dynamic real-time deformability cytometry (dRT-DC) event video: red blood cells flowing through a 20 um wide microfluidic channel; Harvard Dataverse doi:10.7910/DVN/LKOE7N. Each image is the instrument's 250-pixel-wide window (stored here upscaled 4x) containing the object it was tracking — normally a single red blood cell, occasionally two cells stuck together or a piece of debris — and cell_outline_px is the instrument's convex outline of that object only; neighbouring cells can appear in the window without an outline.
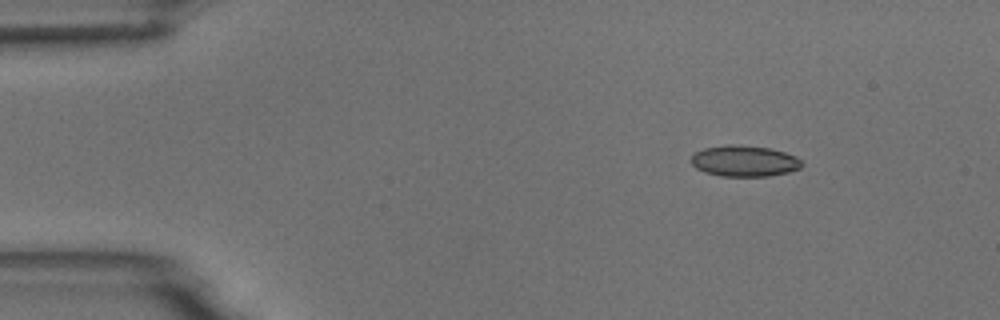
{"species": "common noctule bat (a hibernating species)", "species_latin": "Nyctalus noctula", "temperature_condition": "room temperature", "stored_images_in_passage": 7, "camera_frame_rate_fps": 3000, "um_per_image_px": 0.085, "animal": {"sex": "male", "body_mass_g": 18.8}, "frame": {"image": 1, "passage_image": 1, "time_ms": 0.0, "image_size_px": [1000, 320], "cell_outline_px": [[804, 164], [800, 168], [788, 172], [768, 176], [720, 176], [704, 172], [696, 168], [692, 164], [692, 156], [696, 152], [704, 148], [728, 144], [736, 144], [768, 148], [784, 152], [796, 156]], "centroid_in_image_um": [63.27, 13.69], "position_along_channel_um": 21.7, "area_um2": 20.0}}
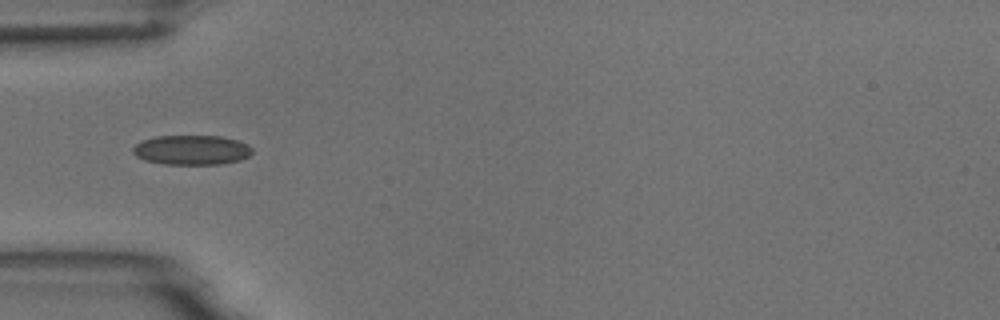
{"frame": {"image": 2, "passage_image": 4, "time_ms": 3.333, "image_size_px": [1000, 320], "cell_outline_px": [[252, 152], [248, 156], [240, 160], [220, 164], [164, 164], [144, 160], [136, 156], [132, 152], [132, 148], [140, 140], [156, 136], [220, 136], [236, 140], [248, 144], [252, 148]], "centroid_in_image_um": [16.26, 12.74], "position_along_channel_um": 68.7, "area_um2": 20.69}}